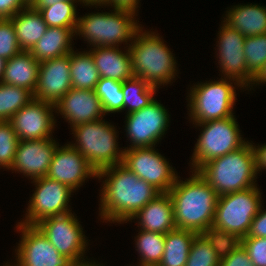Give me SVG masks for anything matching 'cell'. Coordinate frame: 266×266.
Instances as JSON below:
<instances>
[{
    "mask_svg": "<svg viewBox=\"0 0 266 266\" xmlns=\"http://www.w3.org/2000/svg\"><path fill=\"white\" fill-rule=\"evenodd\" d=\"M136 237V250L141 256L137 266L158 265L165 249V234L140 229Z\"/></svg>",
    "mask_w": 266,
    "mask_h": 266,
    "instance_id": "cell-31",
    "label": "cell"
},
{
    "mask_svg": "<svg viewBox=\"0 0 266 266\" xmlns=\"http://www.w3.org/2000/svg\"><path fill=\"white\" fill-rule=\"evenodd\" d=\"M226 13L224 22L245 37L266 34V6L237 5Z\"/></svg>",
    "mask_w": 266,
    "mask_h": 266,
    "instance_id": "cell-24",
    "label": "cell"
},
{
    "mask_svg": "<svg viewBox=\"0 0 266 266\" xmlns=\"http://www.w3.org/2000/svg\"><path fill=\"white\" fill-rule=\"evenodd\" d=\"M234 117L195 123L203 129L191 158L192 171H198L209 161L234 152L248 142L241 137L237 119Z\"/></svg>",
    "mask_w": 266,
    "mask_h": 266,
    "instance_id": "cell-9",
    "label": "cell"
},
{
    "mask_svg": "<svg viewBox=\"0 0 266 266\" xmlns=\"http://www.w3.org/2000/svg\"><path fill=\"white\" fill-rule=\"evenodd\" d=\"M193 172L185 181L177 177L168 192L173 202L175 225L178 229L208 234L211 233L219 195L198 171Z\"/></svg>",
    "mask_w": 266,
    "mask_h": 266,
    "instance_id": "cell-2",
    "label": "cell"
},
{
    "mask_svg": "<svg viewBox=\"0 0 266 266\" xmlns=\"http://www.w3.org/2000/svg\"><path fill=\"white\" fill-rule=\"evenodd\" d=\"M47 177L78 190L86 178L97 177L96 170L87 159L69 144L56 148Z\"/></svg>",
    "mask_w": 266,
    "mask_h": 266,
    "instance_id": "cell-17",
    "label": "cell"
},
{
    "mask_svg": "<svg viewBox=\"0 0 266 266\" xmlns=\"http://www.w3.org/2000/svg\"><path fill=\"white\" fill-rule=\"evenodd\" d=\"M22 232L17 246L14 266H70L72 262L61 255L36 225L18 223Z\"/></svg>",
    "mask_w": 266,
    "mask_h": 266,
    "instance_id": "cell-14",
    "label": "cell"
},
{
    "mask_svg": "<svg viewBox=\"0 0 266 266\" xmlns=\"http://www.w3.org/2000/svg\"><path fill=\"white\" fill-rule=\"evenodd\" d=\"M71 88L70 54L40 62L33 98L56 105Z\"/></svg>",
    "mask_w": 266,
    "mask_h": 266,
    "instance_id": "cell-19",
    "label": "cell"
},
{
    "mask_svg": "<svg viewBox=\"0 0 266 266\" xmlns=\"http://www.w3.org/2000/svg\"><path fill=\"white\" fill-rule=\"evenodd\" d=\"M70 266H101L100 264H96V262H89V261H83L79 263H72ZM103 266V264H102Z\"/></svg>",
    "mask_w": 266,
    "mask_h": 266,
    "instance_id": "cell-47",
    "label": "cell"
},
{
    "mask_svg": "<svg viewBox=\"0 0 266 266\" xmlns=\"http://www.w3.org/2000/svg\"><path fill=\"white\" fill-rule=\"evenodd\" d=\"M139 5V0H109L108 6H112L113 8H122L133 11L136 10Z\"/></svg>",
    "mask_w": 266,
    "mask_h": 266,
    "instance_id": "cell-43",
    "label": "cell"
},
{
    "mask_svg": "<svg viewBox=\"0 0 266 266\" xmlns=\"http://www.w3.org/2000/svg\"><path fill=\"white\" fill-rule=\"evenodd\" d=\"M219 266H254L239 242H226Z\"/></svg>",
    "mask_w": 266,
    "mask_h": 266,
    "instance_id": "cell-38",
    "label": "cell"
},
{
    "mask_svg": "<svg viewBox=\"0 0 266 266\" xmlns=\"http://www.w3.org/2000/svg\"><path fill=\"white\" fill-rule=\"evenodd\" d=\"M22 50L19 48L17 36L12 24L11 18L0 19V57L8 60L19 54Z\"/></svg>",
    "mask_w": 266,
    "mask_h": 266,
    "instance_id": "cell-37",
    "label": "cell"
},
{
    "mask_svg": "<svg viewBox=\"0 0 266 266\" xmlns=\"http://www.w3.org/2000/svg\"><path fill=\"white\" fill-rule=\"evenodd\" d=\"M55 104L33 98L9 120L20 141L52 138Z\"/></svg>",
    "mask_w": 266,
    "mask_h": 266,
    "instance_id": "cell-15",
    "label": "cell"
},
{
    "mask_svg": "<svg viewBox=\"0 0 266 266\" xmlns=\"http://www.w3.org/2000/svg\"><path fill=\"white\" fill-rule=\"evenodd\" d=\"M70 76L72 88L95 90L100 76L90 51L70 53Z\"/></svg>",
    "mask_w": 266,
    "mask_h": 266,
    "instance_id": "cell-29",
    "label": "cell"
},
{
    "mask_svg": "<svg viewBox=\"0 0 266 266\" xmlns=\"http://www.w3.org/2000/svg\"><path fill=\"white\" fill-rule=\"evenodd\" d=\"M261 202L257 186L219 196L211 234L226 242H238L247 236Z\"/></svg>",
    "mask_w": 266,
    "mask_h": 266,
    "instance_id": "cell-5",
    "label": "cell"
},
{
    "mask_svg": "<svg viewBox=\"0 0 266 266\" xmlns=\"http://www.w3.org/2000/svg\"><path fill=\"white\" fill-rule=\"evenodd\" d=\"M40 63L29 51H21L6 61L2 83L22 87L34 94Z\"/></svg>",
    "mask_w": 266,
    "mask_h": 266,
    "instance_id": "cell-23",
    "label": "cell"
},
{
    "mask_svg": "<svg viewBox=\"0 0 266 266\" xmlns=\"http://www.w3.org/2000/svg\"><path fill=\"white\" fill-rule=\"evenodd\" d=\"M34 194L29 200L25 220L19 222L36 225L41 220L71 212L68 203L74 191L59 181L47 176L33 180Z\"/></svg>",
    "mask_w": 266,
    "mask_h": 266,
    "instance_id": "cell-12",
    "label": "cell"
},
{
    "mask_svg": "<svg viewBox=\"0 0 266 266\" xmlns=\"http://www.w3.org/2000/svg\"><path fill=\"white\" fill-rule=\"evenodd\" d=\"M142 29L141 26L133 42L127 46L131 56L132 72L134 76L159 88L160 85L171 83L175 78L177 63L158 33L143 32Z\"/></svg>",
    "mask_w": 266,
    "mask_h": 266,
    "instance_id": "cell-3",
    "label": "cell"
},
{
    "mask_svg": "<svg viewBox=\"0 0 266 266\" xmlns=\"http://www.w3.org/2000/svg\"><path fill=\"white\" fill-rule=\"evenodd\" d=\"M55 106V112L63 115L71 128L78 124L103 119L105 115L95 90L71 88Z\"/></svg>",
    "mask_w": 266,
    "mask_h": 266,
    "instance_id": "cell-20",
    "label": "cell"
},
{
    "mask_svg": "<svg viewBox=\"0 0 266 266\" xmlns=\"http://www.w3.org/2000/svg\"><path fill=\"white\" fill-rule=\"evenodd\" d=\"M253 151L255 154V163L257 174L263 169H266V144L260 146H254Z\"/></svg>",
    "mask_w": 266,
    "mask_h": 266,
    "instance_id": "cell-42",
    "label": "cell"
},
{
    "mask_svg": "<svg viewBox=\"0 0 266 266\" xmlns=\"http://www.w3.org/2000/svg\"><path fill=\"white\" fill-rule=\"evenodd\" d=\"M76 2L62 1L48 7H33L42 15L48 27L77 28Z\"/></svg>",
    "mask_w": 266,
    "mask_h": 266,
    "instance_id": "cell-32",
    "label": "cell"
},
{
    "mask_svg": "<svg viewBox=\"0 0 266 266\" xmlns=\"http://www.w3.org/2000/svg\"><path fill=\"white\" fill-rule=\"evenodd\" d=\"M28 5H31L35 0H24Z\"/></svg>",
    "mask_w": 266,
    "mask_h": 266,
    "instance_id": "cell-49",
    "label": "cell"
},
{
    "mask_svg": "<svg viewBox=\"0 0 266 266\" xmlns=\"http://www.w3.org/2000/svg\"><path fill=\"white\" fill-rule=\"evenodd\" d=\"M226 241L213 235L197 234L185 266H219Z\"/></svg>",
    "mask_w": 266,
    "mask_h": 266,
    "instance_id": "cell-27",
    "label": "cell"
},
{
    "mask_svg": "<svg viewBox=\"0 0 266 266\" xmlns=\"http://www.w3.org/2000/svg\"><path fill=\"white\" fill-rule=\"evenodd\" d=\"M104 177L107 178L103 181L99 207L104 221L127 223L148 202L161 194L122 163L97 172L98 179Z\"/></svg>",
    "mask_w": 266,
    "mask_h": 266,
    "instance_id": "cell-1",
    "label": "cell"
},
{
    "mask_svg": "<svg viewBox=\"0 0 266 266\" xmlns=\"http://www.w3.org/2000/svg\"><path fill=\"white\" fill-rule=\"evenodd\" d=\"M33 99V94L22 87L0 83V121L11 117Z\"/></svg>",
    "mask_w": 266,
    "mask_h": 266,
    "instance_id": "cell-33",
    "label": "cell"
},
{
    "mask_svg": "<svg viewBox=\"0 0 266 266\" xmlns=\"http://www.w3.org/2000/svg\"><path fill=\"white\" fill-rule=\"evenodd\" d=\"M76 143H71L96 170L122 163L125 149L118 147L117 132L113 125L99 119L71 128Z\"/></svg>",
    "mask_w": 266,
    "mask_h": 266,
    "instance_id": "cell-7",
    "label": "cell"
},
{
    "mask_svg": "<svg viewBox=\"0 0 266 266\" xmlns=\"http://www.w3.org/2000/svg\"><path fill=\"white\" fill-rule=\"evenodd\" d=\"M265 82H266V62L262 66L261 70L257 73V75L253 78L251 85L253 86L255 85V83H256V86L257 84L259 85V83L266 84Z\"/></svg>",
    "mask_w": 266,
    "mask_h": 266,
    "instance_id": "cell-44",
    "label": "cell"
},
{
    "mask_svg": "<svg viewBox=\"0 0 266 266\" xmlns=\"http://www.w3.org/2000/svg\"><path fill=\"white\" fill-rule=\"evenodd\" d=\"M123 82L110 78H100L95 87L104 113H114L124 110V96L122 91Z\"/></svg>",
    "mask_w": 266,
    "mask_h": 266,
    "instance_id": "cell-34",
    "label": "cell"
},
{
    "mask_svg": "<svg viewBox=\"0 0 266 266\" xmlns=\"http://www.w3.org/2000/svg\"><path fill=\"white\" fill-rule=\"evenodd\" d=\"M11 19L22 51H30L48 28L40 12L31 5L21 9Z\"/></svg>",
    "mask_w": 266,
    "mask_h": 266,
    "instance_id": "cell-26",
    "label": "cell"
},
{
    "mask_svg": "<svg viewBox=\"0 0 266 266\" xmlns=\"http://www.w3.org/2000/svg\"><path fill=\"white\" fill-rule=\"evenodd\" d=\"M6 59L0 57V83L2 82L3 79V73H4V69L6 66Z\"/></svg>",
    "mask_w": 266,
    "mask_h": 266,
    "instance_id": "cell-48",
    "label": "cell"
},
{
    "mask_svg": "<svg viewBox=\"0 0 266 266\" xmlns=\"http://www.w3.org/2000/svg\"><path fill=\"white\" fill-rule=\"evenodd\" d=\"M91 49L90 52L100 78L124 82L134 76L129 50L124 53V51L119 50V47H95Z\"/></svg>",
    "mask_w": 266,
    "mask_h": 266,
    "instance_id": "cell-22",
    "label": "cell"
},
{
    "mask_svg": "<svg viewBox=\"0 0 266 266\" xmlns=\"http://www.w3.org/2000/svg\"><path fill=\"white\" fill-rule=\"evenodd\" d=\"M218 34L217 46L219 48L217 49L219 54L217 53V58H219V65L224 78L235 80L243 88L246 86L250 88L253 78L247 73V63L244 56L245 36L224 21Z\"/></svg>",
    "mask_w": 266,
    "mask_h": 266,
    "instance_id": "cell-16",
    "label": "cell"
},
{
    "mask_svg": "<svg viewBox=\"0 0 266 266\" xmlns=\"http://www.w3.org/2000/svg\"><path fill=\"white\" fill-rule=\"evenodd\" d=\"M75 31L76 28L48 27L29 52L39 63L70 54Z\"/></svg>",
    "mask_w": 266,
    "mask_h": 266,
    "instance_id": "cell-25",
    "label": "cell"
},
{
    "mask_svg": "<svg viewBox=\"0 0 266 266\" xmlns=\"http://www.w3.org/2000/svg\"><path fill=\"white\" fill-rule=\"evenodd\" d=\"M169 120L167 109L157 100L127 114L125 130L132 144L125 149L155 146L167 131Z\"/></svg>",
    "mask_w": 266,
    "mask_h": 266,
    "instance_id": "cell-13",
    "label": "cell"
},
{
    "mask_svg": "<svg viewBox=\"0 0 266 266\" xmlns=\"http://www.w3.org/2000/svg\"><path fill=\"white\" fill-rule=\"evenodd\" d=\"M197 233L175 228L165 234V249L159 266H185Z\"/></svg>",
    "mask_w": 266,
    "mask_h": 266,
    "instance_id": "cell-28",
    "label": "cell"
},
{
    "mask_svg": "<svg viewBox=\"0 0 266 266\" xmlns=\"http://www.w3.org/2000/svg\"><path fill=\"white\" fill-rule=\"evenodd\" d=\"M58 145L52 138L19 141L10 170L32 180L47 176Z\"/></svg>",
    "mask_w": 266,
    "mask_h": 266,
    "instance_id": "cell-18",
    "label": "cell"
},
{
    "mask_svg": "<svg viewBox=\"0 0 266 266\" xmlns=\"http://www.w3.org/2000/svg\"><path fill=\"white\" fill-rule=\"evenodd\" d=\"M113 11L92 12L78 17L75 34L81 35L91 47H118L122 42L127 45L128 41L132 43L141 28L135 20L136 12L122 8H114Z\"/></svg>",
    "mask_w": 266,
    "mask_h": 266,
    "instance_id": "cell-6",
    "label": "cell"
},
{
    "mask_svg": "<svg viewBox=\"0 0 266 266\" xmlns=\"http://www.w3.org/2000/svg\"><path fill=\"white\" fill-rule=\"evenodd\" d=\"M247 73L254 78L266 62V34L245 37Z\"/></svg>",
    "mask_w": 266,
    "mask_h": 266,
    "instance_id": "cell-35",
    "label": "cell"
},
{
    "mask_svg": "<svg viewBox=\"0 0 266 266\" xmlns=\"http://www.w3.org/2000/svg\"><path fill=\"white\" fill-rule=\"evenodd\" d=\"M138 219L141 230L166 234L176 228L173 202L168 193H161L148 202L129 221Z\"/></svg>",
    "mask_w": 266,
    "mask_h": 266,
    "instance_id": "cell-21",
    "label": "cell"
},
{
    "mask_svg": "<svg viewBox=\"0 0 266 266\" xmlns=\"http://www.w3.org/2000/svg\"><path fill=\"white\" fill-rule=\"evenodd\" d=\"M36 226L56 250L72 263L86 261L83 256L88 242L81 224L72 212L45 218Z\"/></svg>",
    "mask_w": 266,
    "mask_h": 266,
    "instance_id": "cell-10",
    "label": "cell"
},
{
    "mask_svg": "<svg viewBox=\"0 0 266 266\" xmlns=\"http://www.w3.org/2000/svg\"><path fill=\"white\" fill-rule=\"evenodd\" d=\"M261 205L259 212L254 217L250 230L247 234L248 237H266V211L262 210Z\"/></svg>",
    "mask_w": 266,
    "mask_h": 266,
    "instance_id": "cell-40",
    "label": "cell"
},
{
    "mask_svg": "<svg viewBox=\"0 0 266 266\" xmlns=\"http://www.w3.org/2000/svg\"><path fill=\"white\" fill-rule=\"evenodd\" d=\"M122 164L161 193H168L178 177L155 146L125 149Z\"/></svg>",
    "mask_w": 266,
    "mask_h": 266,
    "instance_id": "cell-11",
    "label": "cell"
},
{
    "mask_svg": "<svg viewBox=\"0 0 266 266\" xmlns=\"http://www.w3.org/2000/svg\"><path fill=\"white\" fill-rule=\"evenodd\" d=\"M66 0H35L31 6L32 7H48L54 5L55 3L62 2ZM69 1H81V0H69Z\"/></svg>",
    "mask_w": 266,
    "mask_h": 266,
    "instance_id": "cell-45",
    "label": "cell"
},
{
    "mask_svg": "<svg viewBox=\"0 0 266 266\" xmlns=\"http://www.w3.org/2000/svg\"><path fill=\"white\" fill-rule=\"evenodd\" d=\"M157 89L140 77L133 76L125 80L122 84L124 110L127 108V114H129L148 106L155 100L153 95L156 94Z\"/></svg>",
    "mask_w": 266,
    "mask_h": 266,
    "instance_id": "cell-30",
    "label": "cell"
},
{
    "mask_svg": "<svg viewBox=\"0 0 266 266\" xmlns=\"http://www.w3.org/2000/svg\"><path fill=\"white\" fill-rule=\"evenodd\" d=\"M19 139L10 121H0V166L10 169L13 162Z\"/></svg>",
    "mask_w": 266,
    "mask_h": 266,
    "instance_id": "cell-36",
    "label": "cell"
},
{
    "mask_svg": "<svg viewBox=\"0 0 266 266\" xmlns=\"http://www.w3.org/2000/svg\"><path fill=\"white\" fill-rule=\"evenodd\" d=\"M254 266H266V237L245 236L238 241Z\"/></svg>",
    "mask_w": 266,
    "mask_h": 266,
    "instance_id": "cell-39",
    "label": "cell"
},
{
    "mask_svg": "<svg viewBox=\"0 0 266 266\" xmlns=\"http://www.w3.org/2000/svg\"><path fill=\"white\" fill-rule=\"evenodd\" d=\"M82 1V3L86 6H107L108 5V3H109V0H81Z\"/></svg>",
    "mask_w": 266,
    "mask_h": 266,
    "instance_id": "cell-46",
    "label": "cell"
},
{
    "mask_svg": "<svg viewBox=\"0 0 266 266\" xmlns=\"http://www.w3.org/2000/svg\"><path fill=\"white\" fill-rule=\"evenodd\" d=\"M234 81L223 77L218 81L198 83L191 88L188 95V114L193 124L235 116L232 110L237 100L234 86H242Z\"/></svg>",
    "mask_w": 266,
    "mask_h": 266,
    "instance_id": "cell-8",
    "label": "cell"
},
{
    "mask_svg": "<svg viewBox=\"0 0 266 266\" xmlns=\"http://www.w3.org/2000/svg\"><path fill=\"white\" fill-rule=\"evenodd\" d=\"M26 6L28 4L24 0H0V19L12 18Z\"/></svg>",
    "mask_w": 266,
    "mask_h": 266,
    "instance_id": "cell-41",
    "label": "cell"
},
{
    "mask_svg": "<svg viewBox=\"0 0 266 266\" xmlns=\"http://www.w3.org/2000/svg\"><path fill=\"white\" fill-rule=\"evenodd\" d=\"M198 173L219 196L256 186V163L252 143L204 164ZM255 180V181H254Z\"/></svg>",
    "mask_w": 266,
    "mask_h": 266,
    "instance_id": "cell-4",
    "label": "cell"
}]
</instances>
